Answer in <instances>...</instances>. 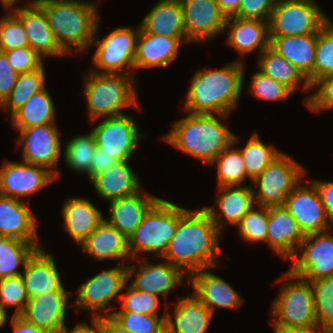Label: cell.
Segmentation results:
<instances>
[{"label": "cell", "mask_w": 333, "mask_h": 333, "mask_svg": "<svg viewBox=\"0 0 333 333\" xmlns=\"http://www.w3.org/2000/svg\"><path fill=\"white\" fill-rule=\"evenodd\" d=\"M178 221L179 206L160 198L128 239L131 259L139 257L140 252L163 257L176 232Z\"/></svg>", "instance_id": "6"}, {"label": "cell", "mask_w": 333, "mask_h": 333, "mask_svg": "<svg viewBox=\"0 0 333 333\" xmlns=\"http://www.w3.org/2000/svg\"><path fill=\"white\" fill-rule=\"evenodd\" d=\"M244 62L235 60L219 70H198L186 93L184 111L191 114H227L237 106L244 82Z\"/></svg>", "instance_id": "2"}, {"label": "cell", "mask_w": 333, "mask_h": 333, "mask_svg": "<svg viewBox=\"0 0 333 333\" xmlns=\"http://www.w3.org/2000/svg\"><path fill=\"white\" fill-rule=\"evenodd\" d=\"M328 20L315 1L275 0L268 21L269 36L318 34Z\"/></svg>", "instance_id": "10"}, {"label": "cell", "mask_w": 333, "mask_h": 333, "mask_svg": "<svg viewBox=\"0 0 333 333\" xmlns=\"http://www.w3.org/2000/svg\"><path fill=\"white\" fill-rule=\"evenodd\" d=\"M16 130L20 132L16 144L22 145V160L43 166L58 178L60 173L56 166L62 148L55 123Z\"/></svg>", "instance_id": "14"}, {"label": "cell", "mask_w": 333, "mask_h": 333, "mask_svg": "<svg viewBox=\"0 0 333 333\" xmlns=\"http://www.w3.org/2000/svg\"><path fill=\"white\" fill-rule=\"evenodd\" d=\"M7 311L6 308H4L1 304H0V328L5 324L6 320H7Z\"/></svg>", "instance_id": "61"}, {"label": "cell", "mask_w": 333, "mask_h": 333, "mask_svg": "<svg viewBox=\"0 0 333 333\" xmlns=\"http://www.w3.org/2000/svg\"><path fill=\"white\" fill-rule=\"evenodd\" d=\"M38 0L27 3V6L15 7L12 12L21 20L29 40V47L43 59L44 57L65 56L48 25L44 10L37 4Z\"/></svg>", "instance_id": "18"}, {"label": "cell", "mask_w": 333, "mask_h": 333, "mask_svg": "<svg viewBox=\"0 0 333 333\" xmlns=\"http://www.w3.org/2000/svg\"><path fill=\"white\" fill-rule=\"evenodd\" d=\"M184 17L186 37L189 42L210 41L225 31L226 16L216 0H179Z\"/></svg>", "instance_id": "17"}, {"label": "cell", "mask_w": 333, "mask_h": 333, "mask_svg": "<svg viewBox=\"0 0 333 333\" xmlns=\"http://www.w3.org/2000/svg\"><path fill=\"white\" fill-rule=\"evenodd\" d=\"M137 125L135 119L126 114L102 117L92 129L96 147L118 162L129 160L143 137Z\"/></svg>", "instance_id": "12"}, {"label": "cell", "mask_w": 333, "mask_h": 333, "mask_svg": "<svg viewBox=\"0 0 333 333\" xmlns=\"http://www.w3.org/2000/svg\"><path fill=\"white\" fill-rule=\"evenodd\" d=\"M117 162L118 161L114 157L103 153V150L96 147L91 161L89 181L96 175L115 165Z\"/></svg>", "instance_id": "54"}, {"label": "cell", "mask_w": 333, "mask_h": 333, "mask_svg": "<svg viewBox=\"0 0 333 333\" xmlns=\"http://www.w3.org/2000/svg\"><path fill=\"white\" fill-rule=\"evenodd\" d=\"M330 74H333V22L329 19L317 34L314 83Z\"/></svg>", "instance_id": "44"}, {"label": "cell", "mask_w": 333, "mask_h": 333, "mask_svg": "<svg viewBox=\"0 0 333 333\" xmlns=\"http://www.w3.org/2000/svg\"><path fill=\"white\" fill-rule=\"evenodd\" d=\"M214 267H208L194 273L187 282L194 288V294L214 315L216 307L237 309L243 299L236 290L224 279L210 272ZM210 269V270H209Z\"/></svg>", "instance_id": "22"}, {"label": "cell", "mask_w": 333, "mask_h": 333, "mask_svg": "<svg viewBox=\"0 0 333 333\" xmlns=\"http://www.w3.org/2000/svg\"><path fill=\"white\" fill-rule=\"evenodd\" d=\"M95 148L96 139L92 131L86 135L73 137L67 142L63 151L66 165L75 172L87 174L89 178Z\"/></svg>", "instance_id": "41"}, {"label": "cell", "mask_w": 333, "mask_h": 333, "mask_svg": "<svg viewBox=\"0 0 333 333\" xmlns=\"http://www.w3.org/2000/svg\"><path fill=\"white\" fill-rule=\"evenodd\" d=\"M165 313L167 333H205L214 316L195 294L177 300L174 317L168 311Z\"/></svg>", "instance_id": "28"}, {"label": "cell", "mask_w": 333, "mask_h": 333, "mask_svg": "<svg viewBox=\"0 0 333 333\" xmlns=\"http://www.w3.org/2000/svg\"><path fill=\"white\" fill-rule=\"evenodd\" d=\"M272 327L275 333H318L319 332L318 325L307 326V327H283V326H272ZM321 333H327V332L325 330H321Z\"/></svg>", "instance_id": "59"}, {"label": "cell", "mask_w": 333, "mask_h": 333, "mask_svg": "<svg viewBox=\"0 0 333 333\" xmlns=\"http://www.w3.org/2000/svg\"><path fill=\"white\" fill-rule=\"evenodd\" d=\"M141 191L109 201V224L119 230L128 239L141 223L148 210L160 199Z\"/></svg>", "instance_id": "29"}, {"label": "cell", "mask_w": 333, "mask_h": 333, "mask_svg": "<svg viewBox=\"0 0 333 333\" xmlns=\"http://www.w3.org/2000/svg\"><path fill=\"white\" fill-rule=\"evenodd\" d=\"M275 0H241L239 11L234 15L240 19L269 21Z\"/></svg>", "instance_id": "52"}, {"label": "cell", "mask_w": 333, "mask_h": 333, "mask_svg": "<svg viewBox=\"0 0 333 333\" xmlns=\"http://www.w3.org/2000/svg\"><path fill=\"white\" fill-rule=\"evenodd\" d=\"M251 95L265 101H282L286 100L292 92L283 84L278 83L261 71L254 73L250 82Z\"/></svg>", "instance_id": "49"}, {"label": "cell", "mask_w": 333, "mask_h": 333, "mask_svg": "<svg viewBox=\"0 0 333 333\" xmlns=\"http://www.w3.org/2000/svg\"><path fill=\"white\" fill-rule=\"evenodd\" d=\"M268 207L252 206L242 220L236 225L244 241L248 243H267Z\"/></svg>", "instance_id": "45"}, {"label": "cell", "mask_w": 333, "mask_h": 333, "mask_svg": "<svg viewBox=\"0 0 333 333\" xmlns=\"http://www.w3.org/2000/svg\"><path fill=\"white\" fill-rule=\"evenodd\" d=\"M221 231L205 208L190 210L179 207V221L165 255L188 278L208 267H215L221 256L218 240Z\"/></svg>", "instance_id": "1"}, {"label": "cell", "mask_w": 333, "mask_h": 333, "mask_svg": "<svg viewBox=\"0 0 333 333\" xmlns=\"http://www.w3.org/2000/svg\"><path fill=\"white\" fill-rule=\"evenodd\" d=\"M10 117L13 124L12 127L15 129L53 124L55 123V106L52 97L45 88L33 94Z\"/></svg>", "instance_id": "36"}, {"label": "cell", "mask_w": 333, "mask_h": 333, "mask_svg": "<svg viewBox=\"0 0 333 333\" xmlns=\"http://www.w3.org/2000/svg\"><path fill=\"white\" fill-rule=\"evenodd\" d=\"M29 47L21 20L10 10L0 19V51Z\"/></svg>", "instance_id": "46"}, {"label": "cell", "mask_w": 333, "mask_h": 333, "mask_svg": "<svg viewBox=\"0 0 333 333\" xmlns=\"http://www.w3.org/2000/svg\"><path fill=\"white\" fill-rule=\"evenodd\" d=\"M253 190L250 185L219 187L218 191L220 194L214 199L215 204L219 207V212L214 205L204 208L221 232L227 222L231 225H237L247 214L248 210L255 204ZM220 212L222 214H220ZM220 215H223L224 219Z\"/></svg>", "instance_id": "25"}, {"label": "cell", "mask_w": 333, "mask_h": 333, "mask_svg": "<svg viewBox=\"0 0 333 333\" xmlns=\"http://www.w3.org/2000/svg\"><path fill=\"white\" fill-rule=\"evenodd\" d=\"M128 162H117L90 180L99 197L111 201L140 191V181Z\"/></svg>", "instance_id": "33"}, {"label": "cell", "mask_w": 333, "mask_h": 333, "mask_svg": "<svg viewBox=\"0 0 333 333\" xmlns=\"http://www.w3.org/2000/svg\"><path fill=\"white\" fill-rule=\"evenodd\" d=\"M134 76L102 74L89 71L84 91L89 119L124 114L127 107H139Z\"/></svg>", "instance_id": "5"}, {"label": "cell", "mask_w": 333, "mask_h": 333, "mask_svg": "<svg viewBox=\"0 0 333 333\" xmlns=\"http://www.w3.org/2000/svg\"><path fill=\"white\" fill-rule=\"evenodd\" d=\"M41 248L11 237L0 236V279L21 275L17 268L26 265L33 253Z\"/></svg>", "instance_id": "37"}, {"label": "cell", "mask_w": 333, "mask_h": 333, "mask_svg": "<svg viewBox=\"0 0 333 333\" xmlns=\"http://www.w3.org/2000/svg\"><path fill=\"white\" fill-rule=\"evenodd\" d=\"M59 274L53 255L46 253L43 247L37 249L21 272L28 297L67 292Z\"/></svg>", "instance_id": "21"}, {"label": "cell", "mask_w": 333, "mask_h": 333, "mask_svg": "<svg viewBox=\"0 0 333 333\" xmlns=\"http://www.w3.org/2000/svg\"><path fill=\"white\" fill-rule=\"evenodd\" d=\"M284 206L296 220L303 238L321 234L333 226L312 180L306 187L300 182L286 197Z\"/></svg>", "instance_id": "13"}, {"label": "cell", "mask_w": 333, "mask_h": 333, "mask_svg": "<svg viewBox=\"0 0 333 333\" xmlns=\"http://www.w3.org/2000/svg\"><path fill=\"white\" fill-rule=\"evenodd\" d=\"M55 175L47 168L27 162H6L0 169V194L20 200L43 189Z\"/></svg>", "instance_id": "16"}, {"label": "cell", "mask_w": 333, "mask_h": 333, "mask_svg": "<svg viewBox=\"0 0 333 333\" xmlns=\"http://www.w3.org/2000/svg\"><path fill=\"white\" fill-rule=\"evenodd\" d=\"M91 322L93 326L87 325L85 323L76 324L72 330H68L66 327L61 331V333H100L99 330V316L92 318ZM94 327V328H93Z\"/></svg>", "instance_id": "58"}, {"label": "cell", "mask_w": 333, "mask_h": 333, "mask_svg": "<svg viewBox=\"0 0 333 333\" xmlns=\"http://www.w3.org/2000/svg\"><path fill=\"white\" fill-rule=\"evenodd\" d=\"M316 321L322 330L333 333V276L311 281Z\"/></svg>", "instance_id": "42"}, {"label": "cell", "mask_w": 333, "mask_h": 333, "mask_svg": "<svg viewBox=\"0 0 333 333\" xmlns=\"http://www.w3.org/2000/svg\"><path fill=\"white\" fill-rule=\"evenodd\" d=\"M69 297L68 292H54L29 298L20 316L46 333H61Z\"/></svg>", "instance_id": "19"}, {"label": "cell", "mask_w": 333, "mask_h": 333, "mask_svg": "<svg viewBox=\"0 0 333 333\" xmlns=\"http://www.w3.org/2000/svg\"><path fill=\"white\" fill-rule=\"evenodd\" d=\"M110 316L124 329L131 333H164L165 317L164 313L159 315H145L134 311H115Z\"/></svg>", "instance_id": "43"}, {"label": "cell", "mask_w": 333, "mask_h": 333, "mask_svg": "<svg viewBox=\"0 0 333 333\" xmlns=\"http://www.w3.org/2000/svg\"><path fill=\"white\" fill-rule=\"evenodd\" d=\"M238 140L234 136L233 144L224 149L212 162L216 163L218 187L243 185L247 172L241 151L234 145Z\"/></svg>", "instance_id": "39"}, {"label": "cell", "mask_w": 333, "mask_h": 333, "mask_svg": "<svg viewBox=\"0 0 333 333\" xmlns=\"http://www.w3.org/2000/svg\"><path fill=\"white\" fill-rule=\"evenodd\" d=\"M18 1L19 0H0V2L3 4V8L7 10L9 9V11L11 8H13V4H16Z\"/></svg>", "instance_id": "62"}, {"label": "cell", "mask_w": 333, "mask_h": 333, "mask_svg": "<svg viewBox=\"0 0 333 333\" xmlns=\"http://www.w3.org/2000/svg\"><path fill=\"white\" fill-rule=\"evenodd\" d=\"M140 263L138 272H135L134 266H127V277L131 286L136 290L148 292L156 296H167L173 288L181 283L183 284V273L169 261L161 263H151L149 261ZM134 277L133 280H131Z\"/></svg>", "instance_id": "20"}, {"label": "cell", "mask_w": 333, "mask_h": 333, "mask_svg": "<svg viewBox=\"0 0 333 333\" xmlns=\"http://www.w3.org/2000/svg\"><path fill=\"white\" fill-rule=\"evenodd\" d=\"M44 64L35 71L20 73L10 94L0 104V108L10 112V116L35 93L46 88Z\"/></svg>", "instance_id": "38"}, {"label": "cell", "mask_w": 333, "mask_h": 333, "mask_svg": "<svg viewBox=\"0 0 333 333\" xmlns=\"http://www.w3.org/2000/svg\"><path fill=\"white\" fill-rule=\"evenodd\" d=\"M100 333H131L122 328L111 316H99Z\"/></svg>", "instance_id": "57"}, {"label": "cell", "mask_w": 333, "mask_h": 333, "mask_svg": "<svg viewBox=\"0 0 333 333\" xmlns=\"http://www.w3.org/2000/svg\"><path fill=\"white\" fill-rule=\"evenodd\" d=\"M227 114H187L176 121L165 140L183 151L207 164L227 147L233 144L234 134L220 120Z\"/></svg>", "instance_id": "4"}, {"label": "cell", "mask_w": 333, "mask_h": 333, "mask_svg": "<svg viewBox=\"0 0 333 333\" xmlns=\"http://www.w3.org/2000/svg\"><path fill=\"white\" fill-rule=\"evenodd\" d=\"M12 68L20 73H28L40 68L43 58L30 47H22L10 51H4Z\"/></svg>", "instance_id": "51"}, {"label": "cell", "mask_w": 333, "mask_h": 333, "mask_svg": "<svg viewBox=\"0 0 333 333\" xmlns=\"http://www.w3.org/2000/svg\"><path fill=\"white\" fill-rule=\"evenodd\" d=\"M4 52L0 51V104L10 94L18 76Z\"/></svg>", "instance_id": "53"}, {"label": "cell", "mask_w": 333, "mask_h": 333, "mask_svg": "<svg viewBox=\"0 0 333 333\" xmlns=\"http://www.w3.org/2000/svg\"><path fill=\"white\" fill-rule=\"evenodd\" d=\"M36 221L23 199L0 194V236L38 244Z\"/></svg>", "instance_id": "23"}, {"label": "cell", "mask_w": 333, "mask_h": 333, "mask_svg": "<svg viewBox=\"0 0 333 333\" xmlns=\"http://www.w3.org/2000/svg\"><path fill=\"white\" fill-rule=\"evenodd\" d=\"M302 231L286 207H268L267 244L284 259H291L303 240Z\"/></svg>", "instance_id": "24"}, {"label": "cell", "mask_w": 333, "mask_h": 333, "mask_svg": "<svg viewBox=\"0 0 333 333\" xmlns=\"http://www.w3.org/2000/svg\"><path fill=\"white\" fill-rule=\"evenodd\" d=\"M188 43L187 38L166 37L146 33L141 27L134 59L135 69L166 67L176 60L181 43Z\"/></svg>", "instance_id": "26"}, {"label": "cell", "mask_w": 333, "mask_h": 333, "mask_svg": "<svg viewBox=\"0 0 333 333\" xmlns=\"http://www.w3.org/2000/svg\"><path fill=\"white\" fill-rule=\"evenodd\" d=\"M29 297L21 275L0 279V304L15 307L13 315H20L28 303Z\"/></svg>", "instance_id": "47"}, {"label": "cell", "mask_w": 333, "mask_h": 333, "mask_svg": "<svg viewBox=\"0 0 333 333\" xmlns=\"http://www.w3.org/2000/svg\"><path fill=\"white\" fill-rule=\"evenodd\" d=\"M127 287L125 293H121L120 300L122 308L120 311H134L145 315H158V310L161 307L159 297L148 292L136 290L131 285L125 284Z\"/></svg>", "instance_id": "48"}, {"label": "cell", "mask_w": 333, "mask_h": 333, "mask_svg": "<svg viewBox=\"0 0 333 333\" xmlns=\"http://www.w3.org/2000/svg\"><path fill=\"white\" fill-rule=\"evenodd\" d=\"M258 58L257 67L259 68V71L278 83L283 84L292 93L302 83V89L306 92L312 90L311 85L302 73L270 46L265 49Z\"/></svg>", "instance_id": "35"}, {"label": "cell", "mask_w": 333, "mask_h": 333, "mask_svg": "<svg viewBox=\"0 0 333 333\" xmlns=\"http://www.w3.org/2000/svg\"><path fill=\"white\" fill-rule=\"evenodd\" d=\"M13 333H46L44 330L38 329L34 324L27 322L20 315L11 317Z\"/></svg>", "instance_id": "56"}, {"label": "cell", "mask_w": 333, "mask_h": 333, "mask_svg": "<svg viewBox=\"0 0 333 333\" xmlns=\"http://www.w3.org/2000/svg\"><path fill=\"white\" fill-rule=\"evenodd\" d=\"M140 27L150 34L187 38L179 0H159L143 18Z\"/></svg>", "instance_id": "34"}, {"label": "cell", "mask_w": 333, "mask_h": 333, "mask_svg": "<svg viewBox=\"0 0 333 333\" xmlns=\"http://www.w3.org/2000/svg\"><path fill=\"white\" fill-rule=\"evenodd\" d=\"M79 245L83 252L98 261L108 259H131L128 238L105 219Z\"/></svg>", "instance_id": "31"}, {"label": "cell", "mask_w": 333, "mask_h": 333, "mask_svg": "<svg viewBox=\"0 0 333 333\" xmlns=\"http://www.w3.org/2000/svg\"><path fill=\"white\" fill-rule=\"evenodd\" d=\"M317 188L326 214L333 221V181H312Z\"/></svg>", "instance_id": "55"}, {"label": "cell", "mask_w": 333, "mask_h": 333, "mask_svg": "<svg viewBox=\"0 0 333 333\" xmlns=\"http://www.w3.org/2000/svg\"><path fill=\"white\" fill-rule=\"evenodd\" d=\"M216 3L220 11L228 18L239 11L241 0H216Z\"/></svg>", "instance_id": "60"}, {"label": "cell", "mask_w": 333, "mask_h": 333, "mask_svg": "<svg viewBox=\"0 0 333 333\" xmlns=\"http://www.w3.org/2000/svg\"><path fill=\"white\" fill-rule=\"evenodd\" d=\"M311 87L319 89L305 99L308 109L312 112L333 109V74L320 78Z\"/></svg>", "instance_id": "50"}, {"label": "cell", "mask_w": 333, "mask_h": 333, "mask_svg": "<svg viewBox=\"0 0 333 333\" xmlns=\"http://www.w3.org/2000/svg\"><path fill=\"white\" fill-rule=\"evenodd\" d=\"M303 250L301 256L298 250ZM291 258L294 264L288 270L306 281L333 276V235L324 231L306 237Z\"/></svg>", "instance_id": "15"}, {"label": "cell", "mask_w": 333, "mask_h": 333, "mask_svg": "<svg viewBox=\"0 0 333 333\" xmlns=\"http://www.w3.org/2000/svg\"><path fill=\"white\" fill-rule=\"evenodd\" d=\"M128 282L127 266L118 262L117 267L102 271L83 283L77 290L72 306L91 310L92 318L102 316L104 311L103 316H110L107 312L112 309V306L109 307L111 301L116 296L121 298L120 293Z\"/></svg>", "instance_id": "11"}, {"label": "cell", "mask_w": 333, "mask_h": 333, "mask_svg": "<svg viewBox=\"0 0 333 333\" xmlns=\"http://www.w3.org/2000/svg\"><path fill=\"white\" fill-rule=\"evenodd\" d=\"M304 175V168L282 152L252 181L254 202L265 207L283 206Z\"/></svg>", "instance_id": "9"}, {"label": "cell", "mask_w": 333, "mask_h": 333, "mask_svg": "<svg viewBox=\"0 0 333 333\" xmlns=\"http://www.w3.org/2000/svg\"><path fill=\"white\" fill-rule=\"evenodd\" d=\"M241 151L248 178L253 181L282 152L274 146H267L254 133Z\"/></svg>", "instance_id": "40"}, {"label": "cell", "mask_w": 333, "mask_h": 333, "mask_svg": "<svg viewBox=\"0 0 333 333\" xmlns=\"http://www.w3.org/2000/svg\"><path fill=\"white\" fill-rule=\"evenodd\" d=\"M98 28L97 24L91 43V45L96 44L97 46L92 61L93 65L98 69L90 71L102 74L133 76L131 71L135 70L134 59L140 25L136 29L118 27L111 31L103 40L96 39Z\"/></svg>", "instance_id": "8"}, {"label": "cell", "mask_w": 333, "mask_h": 333, "mask_svg": "<svg viewBox=\"0 0 333 333\" xmlns=\"http://www.w3.org/2000/svg\"><path fill=\"white\" fill-rule=\"evenodd\" d=\"M229 27L226 44L232 46L242 57L258 50L260 54L270 46L268 22L262 20L228 17L225 29Z\"/></svg>", "instance_id": "30"}, {"label": "cell", "mask_w": 333, "mask_h": 333, "mask_svg": "<svg viewBox=\"0 0 333 333\" xmlns=\"http://www.w3.org/2000/svg\"><path fill=\"white\" fill-rule=\"evenodd\" d=\"M37 4L44 10L57 43L66 54L91 47L99 24V10L94 2L38 0Z\"/></svg>", "instance_id": "3"}, {"label": "cell", "mask_w": 333, "mask_h": 333, "mask_svg": "<svg viewBox=\"0 0 333 333\" xmlns=\"http://www.w3.org/2000/svg\"><path fill=\"white\" fill-rule=\"evenodd\" d=\"M270 47L294 65L312 86L317 34L269 36Z\"/></svg>", "instance_id": "27"}, {"label": "cell", "mask_w": 333, "mask_h": 333, "mask_svg": "<svg viewBox=\"0 0 333 333\" xmlns=\"http://www.w3.org/2000/svg\"><path fill=\"white\" fill-rule=\"evenodd\" d=\"M65 231L74 242L80 244L105 219L102 213L87 198L69 197L62 206Z\"/></svg>", "instance_id": "32"}, {"label": "cell", "mask_w": 333, "mask_h": 333, "mask_svg": "<svg viewBox=\"0 0 333 333\" xmlns=\"http://www.w3.org/2000/svg\"><path fill=\"white\" fill-rule=\"evenodd\" d=\"M279 295L272 304V326L307 327L318 325L311 282L286 271ZM289 279V281H288ZM294 279V280H293Z\"/></svg>", "instance_id": "7"}]
</instances>
